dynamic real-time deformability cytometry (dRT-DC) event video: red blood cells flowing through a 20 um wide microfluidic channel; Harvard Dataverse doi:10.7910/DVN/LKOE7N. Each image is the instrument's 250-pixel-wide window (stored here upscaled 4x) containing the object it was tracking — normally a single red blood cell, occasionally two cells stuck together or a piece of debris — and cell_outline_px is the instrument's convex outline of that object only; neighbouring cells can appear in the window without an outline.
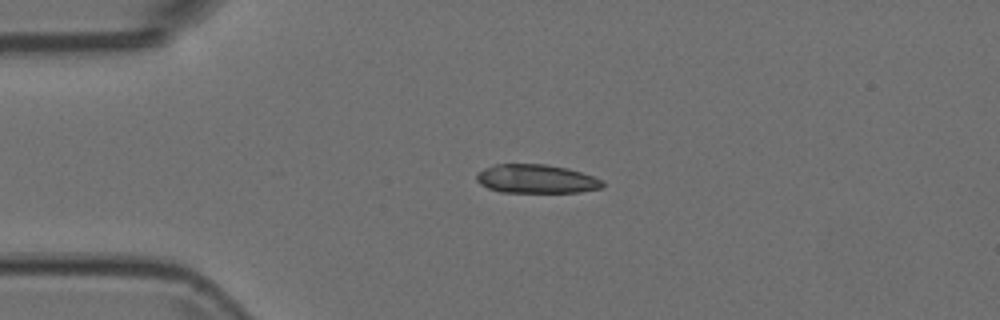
{"species": "Egyptian fruit bat (a non-hibernating species)", "species_latin": "Rousettus aegyptiacus", "temperature_condition": "room temperature", "stored_images_in_passage": 42, "camera_frame_rate_fps": 3000, "um_per_image_px": 0.085, "animal": {"sex": "female"}, "frame": {"image": 1, "passage_image": 1, "time_ms": 0.0, "image_size_px": [1000, 320], "cell_outline_px": [[604, 188], [580, 192], [500, 192], [488, 188], [480, 184], [476, 180], [476, 176], [484, 168], [496, 164], [544, 164], [568, 168], [604, 180]], "centroid_in_image_um": [45.61, 15.21], "position_along_channel_um": 39.4, "area_um2": 21.15}}
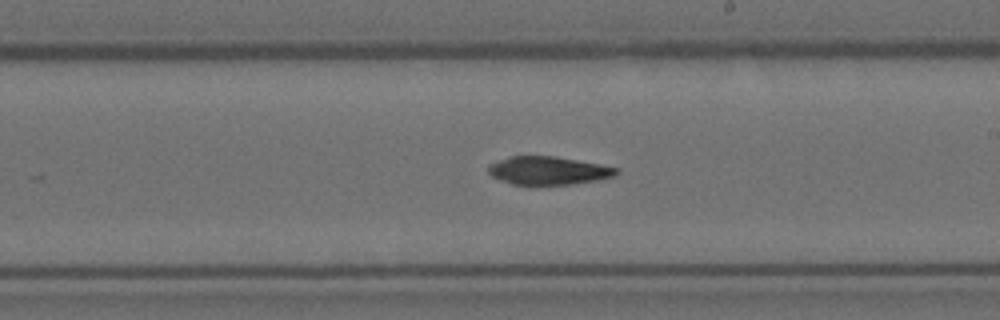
{"frame": {"image": 2, "passage_image": 19, "time_ms": 6.0, "image_size_px": [1000, 320], "cell_outline_px": [[620, 172], [616, 176], [576, 184], [512, 184], [500, 180], [492, 176], [488, 172], [488, 164], [512, 156], [556, 156], [600, 164], [620, 168]], "centroid_in_image_um": [46.65, 14.49], "position_along_channel_um": 242.3, "area_um2": 21.04}}
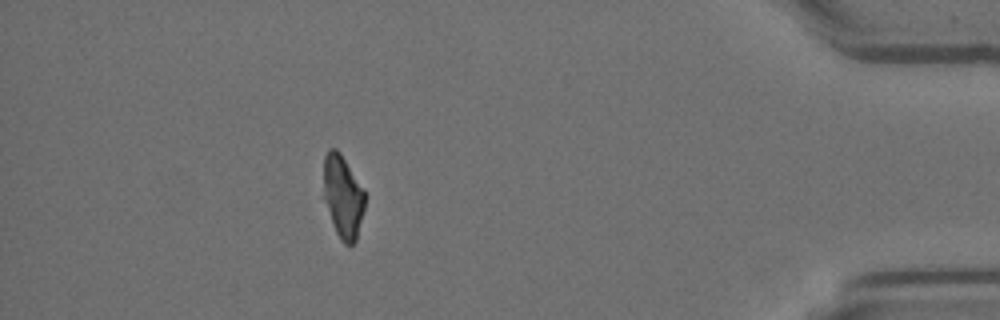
{"frame": {"image": 3, "passage_image": 36, "time_ms": 11.667, "image_size_px": [1000, 320], "cell_outline_px": [[364, 208], [356, 240], [352, 244], [344, 244], [340, 240], [336, 232], [324, 200], [324, 156], [328, 148], [336, 148], [340, 152], [364, 188]], "centroid_in_image_um": [29.14, 16.68], "position_along_channel_um": 406.1, "area_um2": 19.83}}